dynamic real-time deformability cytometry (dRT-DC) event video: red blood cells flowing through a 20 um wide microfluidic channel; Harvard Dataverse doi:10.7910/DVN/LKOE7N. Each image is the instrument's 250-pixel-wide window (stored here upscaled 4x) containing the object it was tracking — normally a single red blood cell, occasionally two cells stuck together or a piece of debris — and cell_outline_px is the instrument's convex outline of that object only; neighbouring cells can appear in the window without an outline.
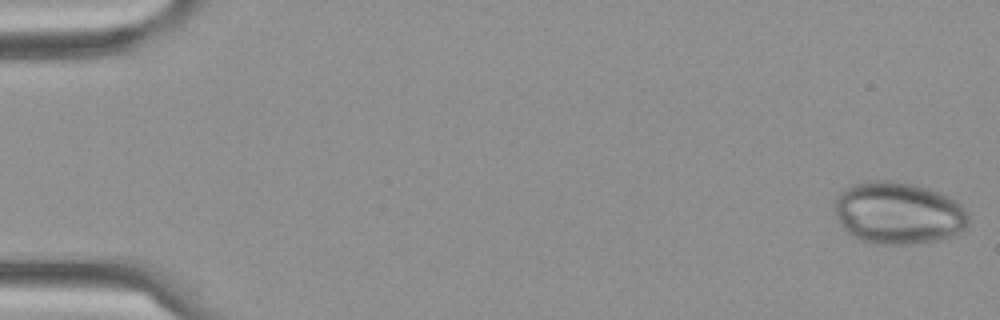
{"species": "Egyptian fruit bat (a non-hibernating species)", "species_latin": "Rousettus aegyptiacus", "temperature_condition": "cold", "stored_images_in_passage": 6, "camera_frame_rate_fps": 3000, "um_per_image_px": 0.085, "frame": {"image": 1, "passage_image": 1, "time_ms": 0.0, "image_size_px": [1000, 320], "cell_outline_px": [[968, 224], [960, 232], [952, 236], [940, 240], [904, 244], [876, 244], [860, 240], [852, 236], [840, 224], [836, 212], [836, 200], [840, 192], [856, 184], [888, 180], [912, 184], [948, 196], [960, 204], [964, 208], [968, 216]], "centroid_in_image_um": [76.38, 18.14], "position_along_channel_um": 8.6, "area_um2": 47.74}}